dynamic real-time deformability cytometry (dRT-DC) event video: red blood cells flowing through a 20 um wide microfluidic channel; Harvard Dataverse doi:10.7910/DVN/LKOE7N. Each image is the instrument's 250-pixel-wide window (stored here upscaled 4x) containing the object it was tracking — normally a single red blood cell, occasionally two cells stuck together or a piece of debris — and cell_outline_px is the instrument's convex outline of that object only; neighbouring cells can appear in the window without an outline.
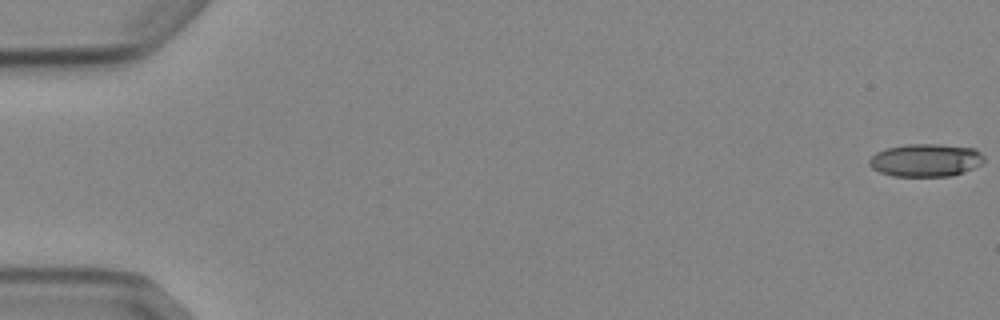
{"species": "Egyptian fruit bat (a non-hibernating species)", "species_latin": "Rousettus aegyptiacus", "temperature_condition": "cold", "stored_images_in_passage": 5, "camera_frame_rate_fps": 3000, "um_per_image_px": 0.085, "animal": {"sex": "female"}, "frame": {"image": 1, "passage_image": 1, "time_ms": 0.0, "image_size_px": [1000, 320], "cell_outline_px": [[984, 164], [964, 172], [952, 176], [892, 176], [880, 172], [872, 168], [868, 164], [868, 160], [876, 152], [888, 148], [908, 144], [940, 144], [976, 148], [984, 156]], "centroid_in_image_um": [78.72, 13.62], "position_along_channel_um": 6.3, "area_um2": 22.2}}
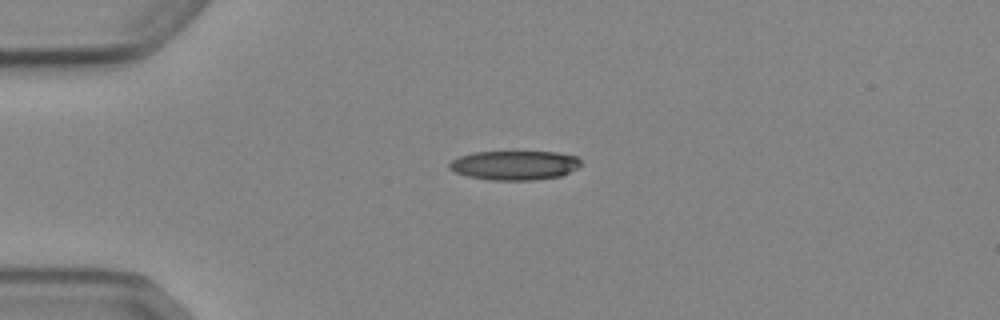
{"frame": {"image": 2, "passage_image": 5, "time_ms": 4.333, "image_size_px": [1000, 320], "cell_outline_px": [[580, 164], [576, 168], [560, 176], [532, 180], [488, 180], [468, 176], [456, 172], [448, 168], [448, 164], [452, 160], [460, 156], [472, 152], [556, 152], [576, 156], [580, 160]], "centroid_in_image_um": [43.7, 14.04], "position_along_channel_um": 41.3, "area_um2": 22.31}}